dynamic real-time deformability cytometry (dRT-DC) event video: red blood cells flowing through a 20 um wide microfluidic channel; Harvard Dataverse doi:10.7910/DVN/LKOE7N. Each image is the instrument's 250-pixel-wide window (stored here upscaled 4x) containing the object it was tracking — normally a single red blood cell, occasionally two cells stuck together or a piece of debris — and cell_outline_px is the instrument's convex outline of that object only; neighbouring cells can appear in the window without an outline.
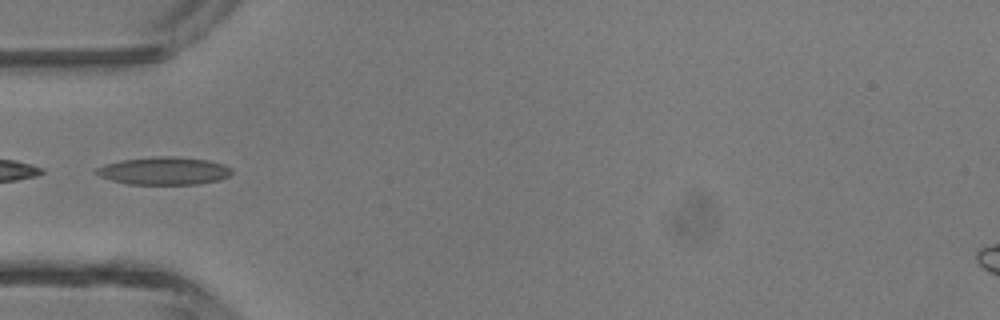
{"species": "common noctule bat (a hibernating species)", "species_latin": "Nyctalus noctula", "temperature_condition": "room temperature", "stored_images_in_passage": 3, "camera_frame_rate_fps": 3000, "um_per_image_px": 0.085, "animal": {"sex": "male", "body_mass_g": 13.3}, "frame": {"image": 1, "passage_image": 3, "time_ms": 0.667, "image_size_px": [1000, 320], "cell_outline_px": [[232, 172], [228, 176], [220, 180], [196, 184], [128, 184], [112, 180], [100, 176], [92, 172], [96, 168], [104, 164], [120, 160], [152, 156], [180, 156], [208, 160], [224, 164], [232, 168]], "centroid_in_image_um": [13.93, 14.51], "position_along_channel_um": 71.1, "area_um2": 22.2}}